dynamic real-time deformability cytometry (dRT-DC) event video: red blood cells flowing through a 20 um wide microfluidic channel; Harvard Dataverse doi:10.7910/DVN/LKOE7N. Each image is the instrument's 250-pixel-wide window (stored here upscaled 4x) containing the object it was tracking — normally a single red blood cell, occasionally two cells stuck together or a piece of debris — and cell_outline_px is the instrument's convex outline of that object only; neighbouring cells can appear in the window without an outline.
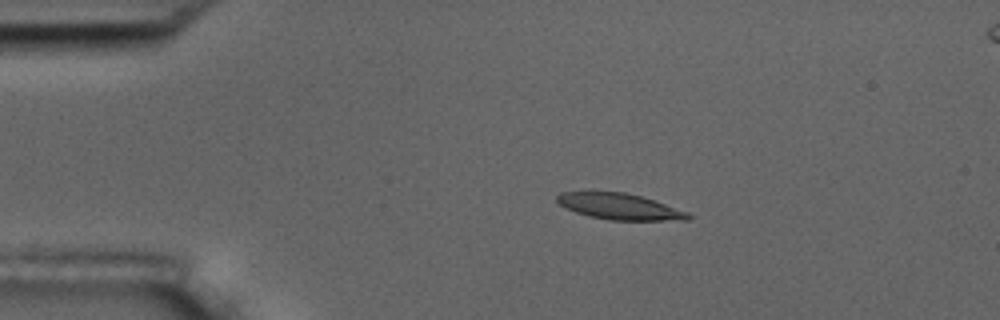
{"species": "common noctule bat (a hibernating species)", "species_latin": "Nyctalus noctula", "temperature_condition": "room temperature", "stored_images_in_passage": 9, "camera_frame_rate_fps": 3000, "um_per_image_px": 0.085, "animal": {"sex": "male", "body_mass_g": 17.5, "forearm_length_mm": 52.3}, "frame": {"image": 1, "passage_image": 4, "time_ms": 3.333, "image_size_px": [1000, 320], "cell_outline_px": [[692, 216], [688, 220], [608, 220], [576, 212], [564, 208], [556, 200], [556, 196], [560, 192], [624, 192], [640, 196], [688, 212]], "centroid_in_image_um": [52.64, 17.56], "position_along_channel_um": 32.4, "area_um2": 19.65}}
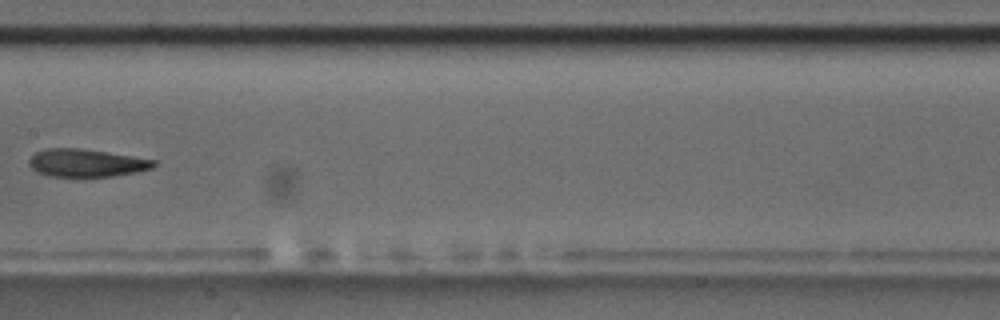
{"frame": {"image": 2, "passage_image": 9, "time_ms": 9.333, "image_size_px": [1000, 320], "cell_outline_px": [[156, 164], [152, 168], [136, 172], [112, 176], [48, 176], [36, 172], [28, 164], [28, 160], [36, 152], [44, 148], [80, 148], [108, 152], [156, 160]], "centroid_in_image_um": [7.31, 13.84], "position_along_channel_um": 200.1, "area_um2": 20.17}}